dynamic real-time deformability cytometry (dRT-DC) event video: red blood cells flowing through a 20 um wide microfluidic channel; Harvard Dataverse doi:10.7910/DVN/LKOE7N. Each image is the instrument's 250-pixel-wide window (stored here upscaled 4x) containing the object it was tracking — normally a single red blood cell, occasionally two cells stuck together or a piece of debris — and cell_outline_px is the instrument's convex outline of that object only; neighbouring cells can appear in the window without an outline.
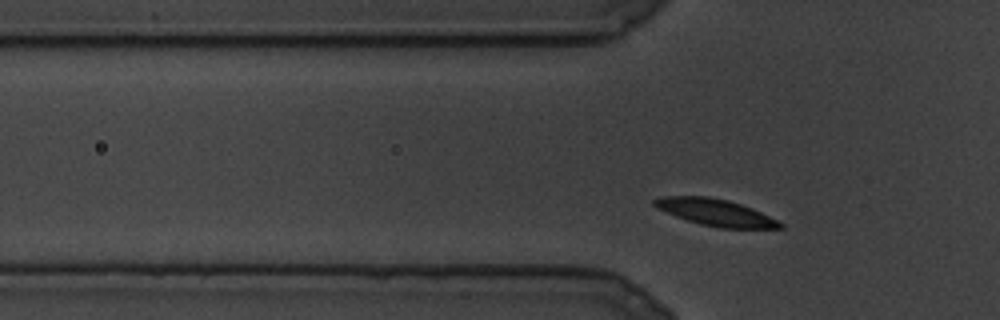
{"species": "common noctule bat (a hibernating species)", "species_latin": "Nyctalus noctula", "temperature_condition": "cold", "stored_images_in_passage": 79, "camera_frame_rate_fps": 3000, "um_per_image_px": 0.085, "animal": {"sex": "male", "body_mass_g": 19.5, "forearm_length_mm": 54.6}, "frame": {"image": 1, "passage_image": 7, "time_ms": 2.0, "image_size_px": [1000, 320], "cell_outline_px": [[784, 228], [720, 228], [688, 220], [676, 216], [656, 208], [652, 204], [652, 200], [660, 196], [708, 196], [728, 200], [752, 208], [784, 224]], "centroid_in_image_um": [60.79, 18.04], "position_along_channel_um": 65.0, "area_um2": 19.36}}
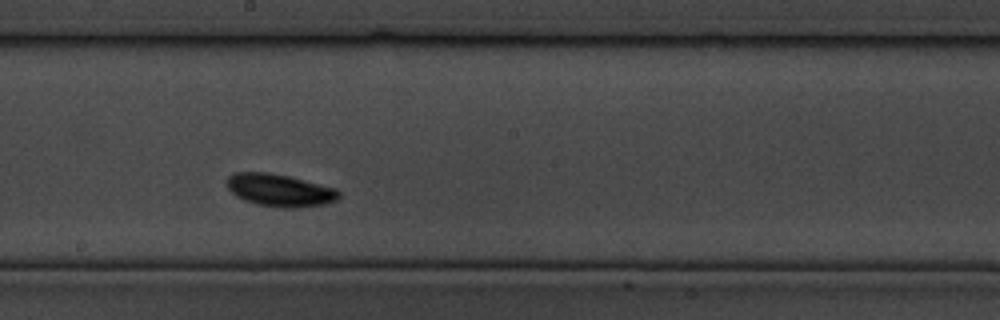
{"frame": {"image": 2, "passage_image": 34, "time_ms": 11.0, "image_size_px": [1000, 320], "cell_outline_px": [[340, 196], [336, 200], [324, 204], [296, 208], [276, 208], [256, 204], [244, 200], [236, 196], [228, 188], [228, 176], [236, 172], [268, 172], [288, 176], [336, 188], [340, 192]], "centroid_in_image_um": [23.78, 16.18], "position_along_channel_um": 224.4, "area_um2": 21.21}}
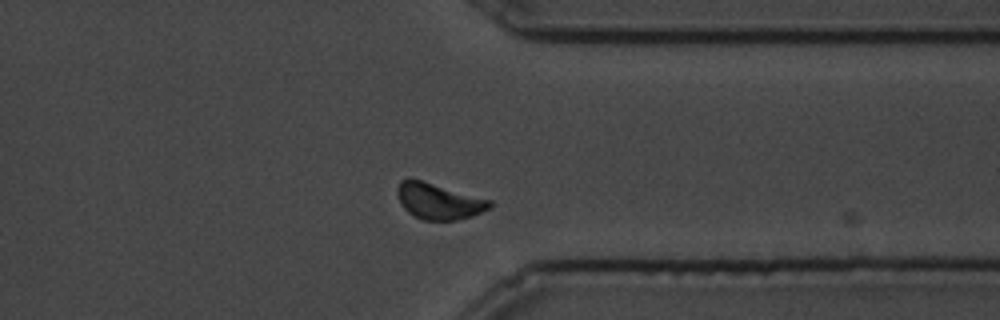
{"frame": {"image": 3, "passage_image": 59, "time_ms": 19.333, "image_size_px": [1000, 320], "cell_outline_px": [[492, 208], [472, 216], [456, 220], [424, 220], [408, 212], [400, 204], [396, 192], [396, 188], [400, 180], [408, 176], [492, 200]], "centroid_in_image_um": [37.27, 17.07], "position_along_channel_um": 374.1, "area_um2": 19.71}}